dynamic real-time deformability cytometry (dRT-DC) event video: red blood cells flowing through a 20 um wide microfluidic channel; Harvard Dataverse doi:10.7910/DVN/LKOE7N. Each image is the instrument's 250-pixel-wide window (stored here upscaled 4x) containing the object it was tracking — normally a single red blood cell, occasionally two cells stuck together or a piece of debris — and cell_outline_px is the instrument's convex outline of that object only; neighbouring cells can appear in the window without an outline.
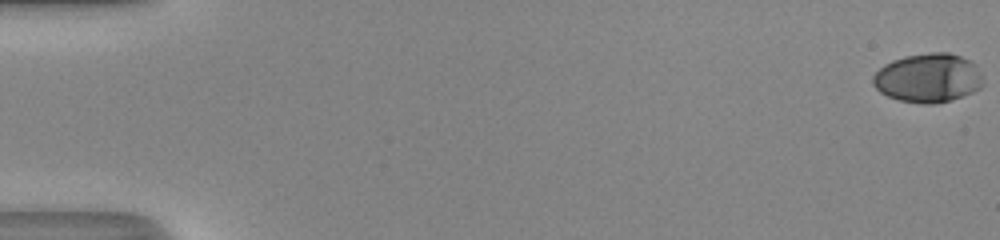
{"species": "human", "species_latin": "Homo sapiens", "temperature_condition": "room temperature", "stored_images_in_passage": 47, "camera_frame_rate_fps": 3000, "um_per_image_px": 0.085, "donor": {"sex": "male"}, "frame": {"image": 1, "passage_image": 1, "time_ms": 0.0, "image_size_px": [1000, 240], "cell_outline_px": [[984, 84], [980, 88], [972, 92], [952, 100], [936, 104], [924, 104], [900, 100], [888, 96], [880, 92], [872, 84], [872, 76], [884, 64], [892, 60], [904, 56], [932, 52], [948, 52], [960, 56], [968, 60], [972, 64], [980, 76]], "centroid_in_image_um": [78.84, 6.63], "position_along_channel_um": 6.2, "area_um2": 31.27}}
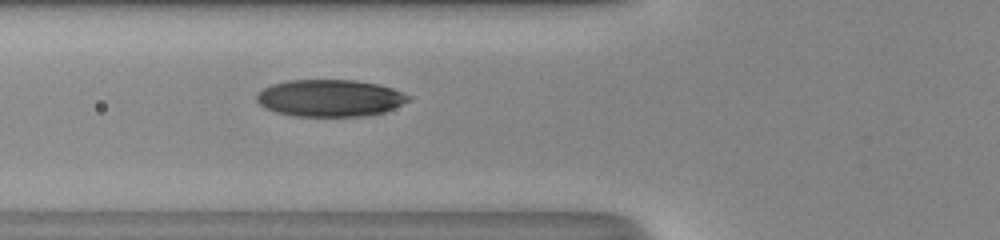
{"frame": {"image": 2, "passage_image": 22, "time_ms": 7.0, "image_size_px": [1000, 240], "cell_outline_px": [[412, 96], [408, 100], [384, 112], [368, 116], [292, 116], [276, 112], [260, 104], [256, 100], [256, 96], [264, 88], [272, 84], [288, 80], [356, 80], [376, 84], [392, 88]], "centroid_in_image_um": [28.04, 8.33], "position_along_channel_um": 97.8, "area_um2": 32.54}}
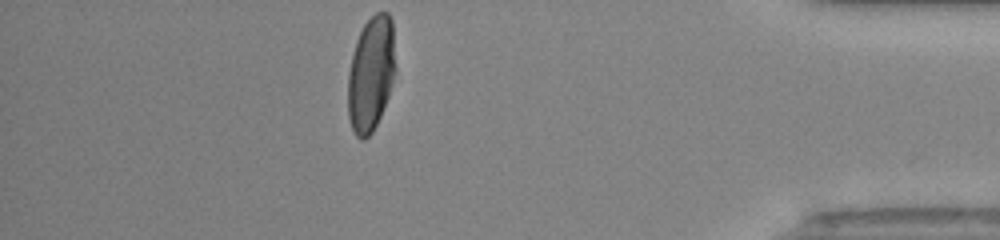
{"frame": {"image": 3, "passage_image": 47, "time_ms": 15.333, "image_size_px": [1000, 240], "cell_outline_px": [[396, 72], [388, 96], [380, 116], [372, 132], [364, 140], [360, 140], [356, 136], [352, 128], [348, 116], [348, 72], [356, 40], [364, 24], [376, 12], [388, 12], [392, 20], [396, 68]], "centroid_in_image_um": [31.54, 6.27], "position_along_channel_um": 403.7, "area_um2": 31.96}, "authors_computed_cell_mechanics": {"area_um2": 32.4258, "velocity_mm_per_s": 4.1545, "shape_relaxation_time_tau1_ms": 4.0369, "shape_relaxation_time_tau2_ms": 0.861, "deformation_change_tau1": 0.1819, "deformation_change_tau2": 0.0572}}